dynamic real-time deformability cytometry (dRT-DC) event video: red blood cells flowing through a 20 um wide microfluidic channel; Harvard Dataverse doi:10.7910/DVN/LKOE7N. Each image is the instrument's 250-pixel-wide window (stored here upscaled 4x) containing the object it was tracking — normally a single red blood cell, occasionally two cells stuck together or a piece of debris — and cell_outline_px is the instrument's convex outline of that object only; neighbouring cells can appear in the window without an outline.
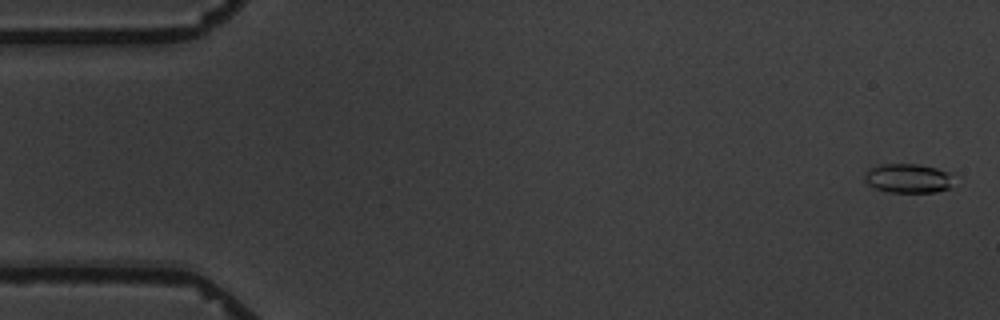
{"species": "common noctule bat (a hibernating species)", "species_latin": "Nyctalus noctula", "temperature_condition": "warm", "stored_images_in_passage": 5, "camera_frame_rate_fps": 3000, "um_per_image_px": 0.085, "animal": {"sex": "male", "body_mass_g": 19.5, "forearm_length_mm": 54.6}, "frame": {"image": 1, "passage_image": 1, "time_ms": 0.0, "image_size_px": [1000, 320], "cell_outline_px": [[948, 188], [936, 192], [888, 192], [876, 188], [868, 184], [864, 180], [864, 172], [868, 168], [880, 164], [920, 164], [936, 168], [948, 172]], "centroid_in_image_um": [77.06, 15.14], "position_along_channel_um": 7.9, "area_um2": 14.91}}